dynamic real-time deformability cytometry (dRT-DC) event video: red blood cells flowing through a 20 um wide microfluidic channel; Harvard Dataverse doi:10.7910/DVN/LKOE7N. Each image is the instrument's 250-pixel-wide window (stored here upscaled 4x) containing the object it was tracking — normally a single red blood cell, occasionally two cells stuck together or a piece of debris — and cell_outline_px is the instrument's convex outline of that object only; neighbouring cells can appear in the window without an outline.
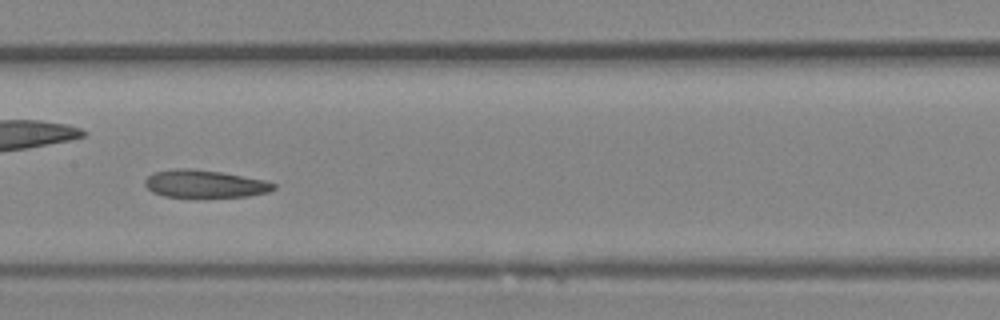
{"species": "Egyptian fruit bat (a non-hibernating species)", "species_latin": "Rousettus aegyptiacus", "temperature_condition": "room temperature", "stored_images_in_passage": 33, "camera_frame_rate_fps": 3000, "um_per_image_px": 0.085, "animal": {"sex": "female"}, "frame": {"image": 1, "passage_image": 15, "time_ms": 4.667, "image_size_px": [1000, 320], "cell_outline_px": [[276, 188], [268, 192], [248, 196], [164, 196], [152, 192], [144, 184], [144, 180], [152, 172], [176, 168], [192, 168], [220, 172], [264, 180], [276, 184]], "centroid_in_image_um": [17.37, 15.61], "position_along_channel_um": 190.0, "area_um2": 20.46}}
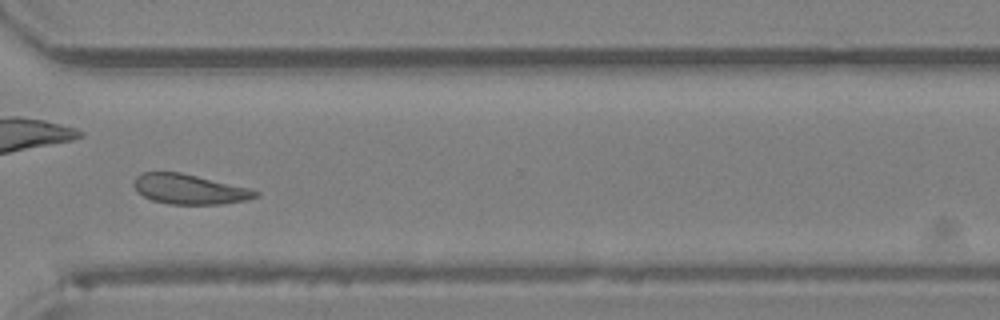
{"frame": {"image": 2, "passage_image": 24, "time_ms": 7.667, "image_size_px": [1000, 320], "cell_outline_px": [[260, 196], [248, 200], [224, 204], [168, 204], [152, 200], [136, 192], [132, 184], [136, 176], [140, 172], [180, 172], [248, 188], [260, 192]], "centroid_in_image_um": [16.07, 16.09], "position_along_channel_um": 354.5, "area_um2": 21.33}}